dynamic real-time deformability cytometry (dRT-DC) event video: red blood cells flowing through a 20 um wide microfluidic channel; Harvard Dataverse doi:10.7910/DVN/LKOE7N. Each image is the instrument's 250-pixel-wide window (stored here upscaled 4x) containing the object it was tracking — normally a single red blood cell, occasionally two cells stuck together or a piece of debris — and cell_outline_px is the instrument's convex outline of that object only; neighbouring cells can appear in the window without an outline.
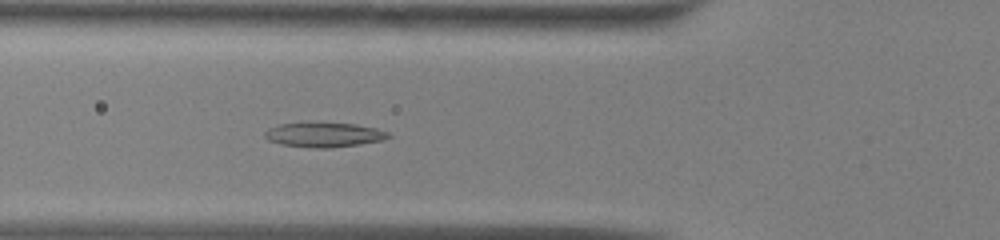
{"species": "common noctule bat (a hibernating species)", "species_latin": "Nyctalus noctula", "temperature_condition": "warm", "stored_images_in_passage": 25, "camera_frame_rate_fps": 3000, "um_per_image_px": 0.085, "animal": {"sex": "male", "body_mass_g": 13.0, "forearm_length_mm": 53.1}, "frame": {"image": 1, "passage_image": 18, "time_ms": 5.667, "image_size_px": [1000, 240], "cell_outline_px": [[392, 136], [384, 140], [360, 144], [332, 148], [308, 148], [280, 144], [268, 140], [264, 136], [264, 132], [268, 128], [280, 124], [308, 120], [320, 120], [356, 124], [376, 128], [388, 132]], "centroid_in_image_um": [27.51, 11.41], "position_along_channel_um": 98.3, "area_um2": 18.79}}
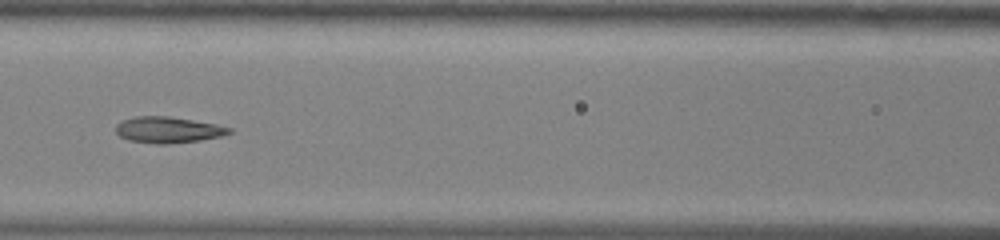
{"frame": {"image": 2, "passage_image": 22, "time_ms": 7.0, "image_size_px": [1000, 240], "cell_outline_px": [[232, 132], [220, 136], [200, 140], [168, 144], [156, 144], [128, 140], [120, 136], [116, 132], [116, 124], [132, 116], [168, 116], [216, 124], [232, 128]], "centroid_in_image_um": [14.27, 11.03], "position_along_channel_um": 152.3, "area_um2": 17.22}}
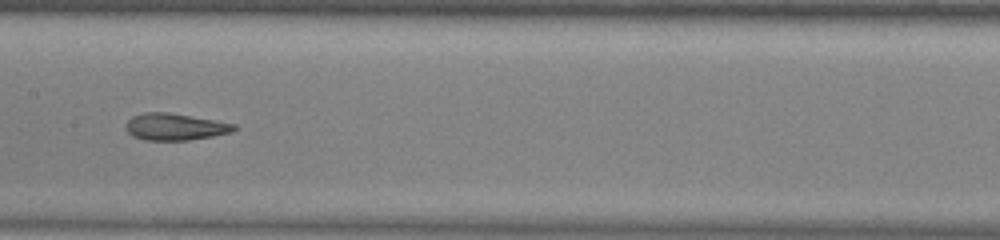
{"frame": {"image": 3, "passage_image": 25, "time_ms": 8.0, "image_size_px": [1000, 240], "cell_outline_px": [[240, 128], [232, 132], [212, 136], [188, 140], [144, 140], [132, 136], [124, 128], [124, 124], [132, 116], [144, 112], [168, 112], [236, 124]], "centroid_in_image_um": [14.86, 10.78], "position_along_channel_um": 192.5, "area_um2": 17.05}}